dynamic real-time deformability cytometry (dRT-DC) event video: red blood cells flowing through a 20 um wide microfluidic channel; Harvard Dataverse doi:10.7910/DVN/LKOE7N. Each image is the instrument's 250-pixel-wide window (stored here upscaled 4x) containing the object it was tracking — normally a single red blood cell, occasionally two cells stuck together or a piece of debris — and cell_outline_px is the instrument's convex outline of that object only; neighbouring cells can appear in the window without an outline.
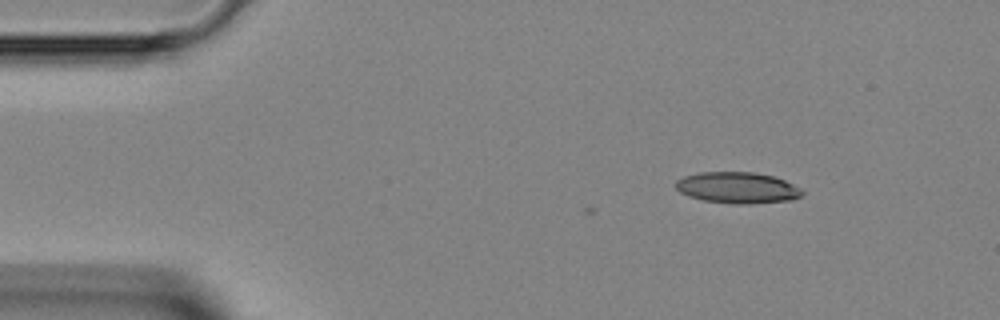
{"species": "Egyptian fruit bat (a non-hibernating species)", "species_latin": "Rousettus aegyptiacus", "temperature_condition": "room temperature", "stored_images_in_passage": 3, "camera_frame_rate_fps": 3000, "um_per_image_px": 0.085, "animal": {"sex": "female"}, "frame": {"image": 1, "passage_image": 1, "time_ms": 0.0, "image_size_px": [1000, 320], "cell_outline_px": [[804, 192], [800, 196], [792, 200], [752, 204], [736, 204], [704, 200], [688, 196], [680, 192], [676, 188], [676, 180], [684, 176], [700, 172], [756, 172], [772, 176], [784, 180], [804, 188]], "centroid_in_image_um": [62.72, 15.95], "position_along_channel_um": 22.3, "area_um2": 23.18}}